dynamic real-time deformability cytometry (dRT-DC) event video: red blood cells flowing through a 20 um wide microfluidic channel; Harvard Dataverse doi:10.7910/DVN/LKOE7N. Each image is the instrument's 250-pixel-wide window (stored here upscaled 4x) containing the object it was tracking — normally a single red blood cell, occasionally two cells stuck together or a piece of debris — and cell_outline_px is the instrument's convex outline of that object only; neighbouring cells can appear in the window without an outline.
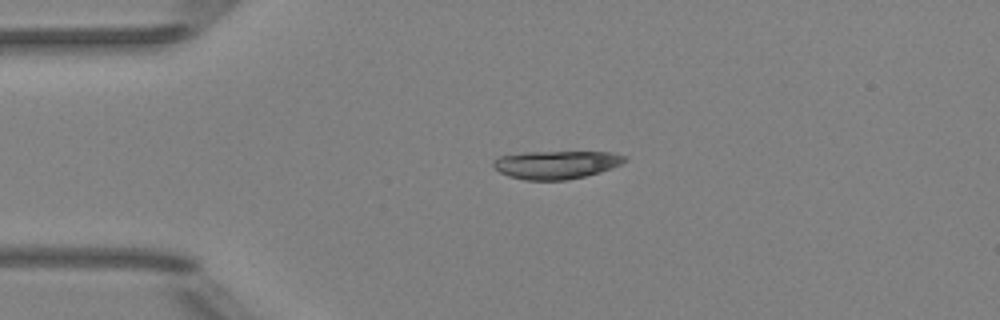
{"species": "Egyptian fruit bat (a non-hibernating species)", "species_latin": "Rousettus aegyptiacus", "temperature_condition": "room temperature", "stored_images_in_passage": 3, "camera_frame_rate_fps": 3000, "um_per_image_px": 0.085, "animal": {"sex": "female"}, "frame": {"image": 1, "passage_image": 1, "time_ms": 0.0, "image_size_px": [1000, 320], "cell_outline_px": [[628, 160], [612, 168], [600, 172], [568, 180], [524, 180], [508, 176], [500, 172], [492, 164], [492, 160], [500, 156], [524, 152], [612, 152], [628, 156]], "centroid_in_image_um": [47.29, 13.99], "position_along_channel_um": 37.7, "area_um2": 21.68}}
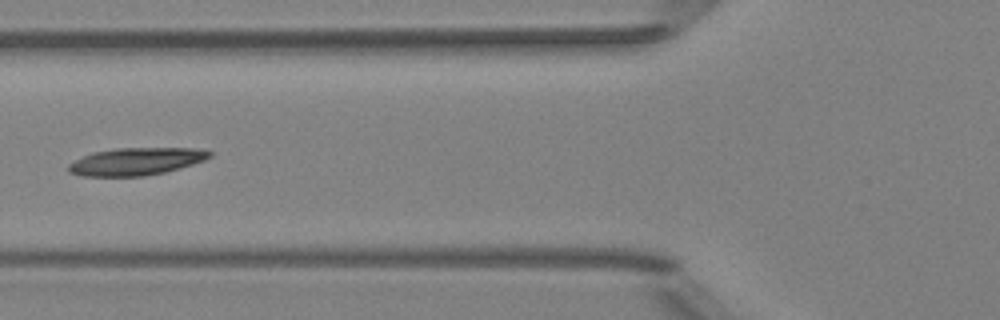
{"frame": {"image": 2, "passage_image": 3, "time_ms": 2.333, "image_size_px": [1000, 320], "cell_outline_px": [[212, 156], [204, 160], [180, 168], [164, 172], [144, 176], [84, 176], [68, 172], [68, 164], [92, 152], [112, 148], [196, 148], [212, 152]], "centroid_in_image_um": [11.56, 13.72], "position_along_channel_um": 114.2, "area_um2": 22.54}}